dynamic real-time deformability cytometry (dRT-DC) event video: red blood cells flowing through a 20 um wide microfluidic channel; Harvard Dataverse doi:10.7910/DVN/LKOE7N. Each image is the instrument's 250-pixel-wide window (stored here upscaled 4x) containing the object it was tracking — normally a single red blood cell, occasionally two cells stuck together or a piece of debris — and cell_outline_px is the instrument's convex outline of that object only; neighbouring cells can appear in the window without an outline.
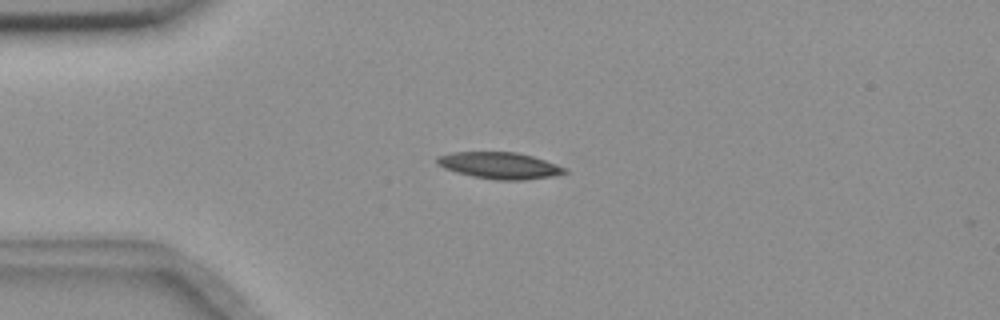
{"species": "common noctule bat (a hibernating species)", "species_latin": "Nyctalus noctula", "temperature_condition": "room temperature", "stored_images_in_passage": 5, "camera_frame_rate_fps": 3000, "um_per_image_px": 0.085, "animal": {"sex": "female", "body_mass_g": 18.4}, "frame": {"image": 1, "passage_image": 3, "time_ms": 0.667, "image_size_px": [1000, 320], "cell_outline_px": [[568, 172], [552, 176], [524, 180], [496, 180], [472, 176], [456, 172], [444, 168], [436, 164], [436, 156], [452, 152], [516, 152], [532, 156], [568, 168]], "centroid_in_image_um": [42.44, 14.07], "position_along_channel_um": 42.6, "area_um2": 19.83}}